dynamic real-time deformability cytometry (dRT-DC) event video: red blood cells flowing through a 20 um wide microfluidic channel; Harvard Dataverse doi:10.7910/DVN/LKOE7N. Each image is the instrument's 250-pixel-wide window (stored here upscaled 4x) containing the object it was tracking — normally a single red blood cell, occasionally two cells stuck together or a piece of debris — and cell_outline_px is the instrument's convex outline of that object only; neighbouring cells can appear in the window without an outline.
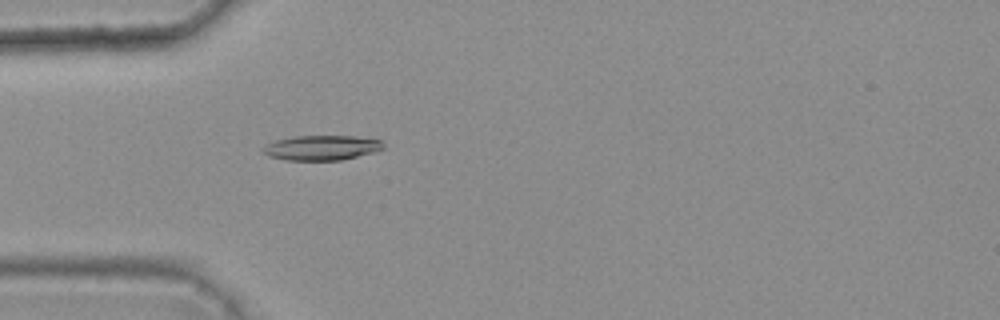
{"species": "common noctule bat (a hibernating species)", "species_latin": "Nyctalus noctula", "temperature_condition": "warm", "stored_images_in_passage": 33, "camera_frame_rate_fps": 3000, "um_per_image_px": 0.085, "animal": {"sex": "female", "body_mass_g": 25.1}, "frame": {"image": 1, "passage_image": 2, "time_ms": 0.333, "image_size_px": [1000, 320], "cell_outline_px": [[384, 148], [372, 152], [340, 160], [284, 160], [268, 156], [264, 152], [264, 148], [268, 144], [276, 140], [296, 136], [352, 136], [384, 140]], "centroid_in_image_um": [27.36, 12.55], "position_along_channel_um": 57.6, "area_um2": 17.22}}
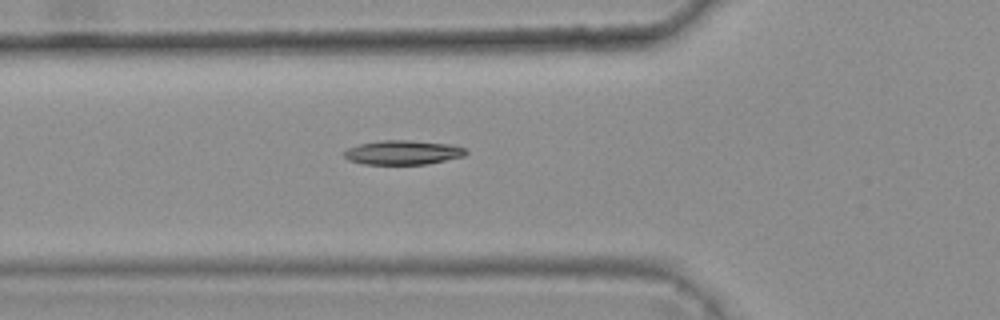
{"frame": {"image": 2, "passage_image": 5, "time_ms": 1.333, "image_size_px": [1000, 320], "cell_outline_px": [[468, 152], [464, 156], [428, 164], [364, 164], [348, 160], [344, 156], [344, 152], [348, 148], [360, 144], [380, 140], [408, 140], [448, 144], [464, 148]], "centroid_in_image_um": [34.23, 12.96], "position_along_channel_um": 91.6, "area_um2": 17.11}}
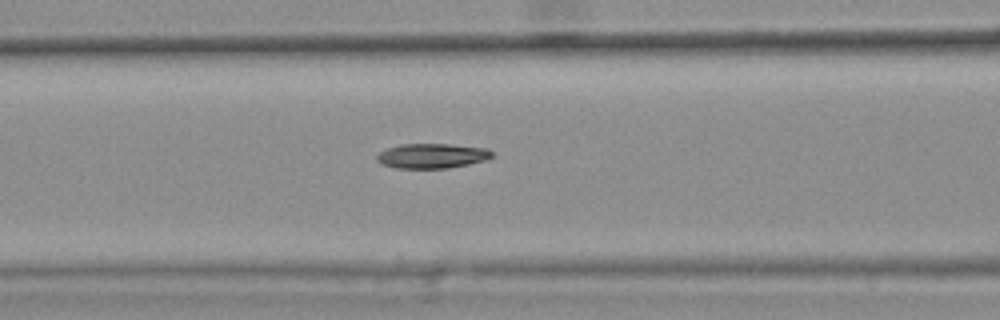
{"frame": {"image": 3, "passage_image": 8, "time_ms": 2.333, "image_size_px": [1000, 320], "cell_outline_px": [[492, 156], [484, 160], [468, 164], [448, 168], [396, 168], [384, 164], [376, 160], [376, 156], [380, 152], [388, 148], [400, 144], [452, 144], [488, 148], [492, 152]], "centroid_in_image_um": [36.72, 13.24], "position_along_channel_um": 129.9, "area_um2": 16.53}}